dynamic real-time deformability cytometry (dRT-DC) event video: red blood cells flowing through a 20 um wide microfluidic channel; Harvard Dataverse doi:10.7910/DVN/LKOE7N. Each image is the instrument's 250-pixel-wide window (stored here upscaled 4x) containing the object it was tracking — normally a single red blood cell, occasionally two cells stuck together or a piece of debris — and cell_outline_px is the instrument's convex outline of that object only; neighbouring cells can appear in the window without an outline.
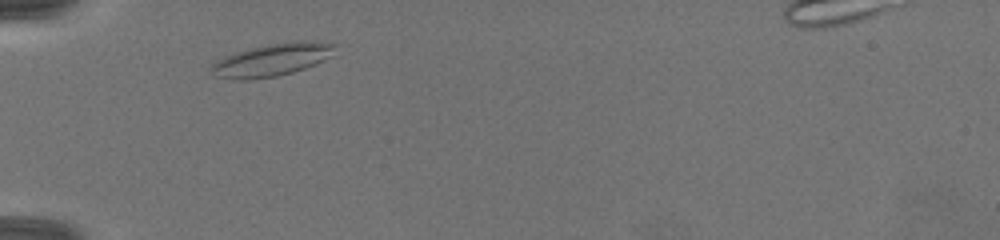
{"species": "common noctule bat (a hibernating species)", "species_latin": "Nyctalus noctula", "temperature_condition": "warm", "stored_images_in_passage": 24, "camera_frame_rate_fps": 3000, "um_per_image_px": 0.085, "animal": {"sex": "female", "body_mass_g": 19.5, "forearm_length_mm": 54.1}, "frame": {"image": 1, "passage_image": 1, "time_ms": 0.0, "image_size_px": [1000, 240], "cell_outline_px": [[336, 44], [332, 56], [304, 68], [292, 72], [276, 76], [248, 80], [232, 80], [216, 76], [212, 68], [212, 64], [236, 52], [268, 44], [300, 40], [316, 40]], "centroid_in_image_um": [23.18, 5.07], "position_along_channel_um": 61.8, "area_um2": 23.18}}
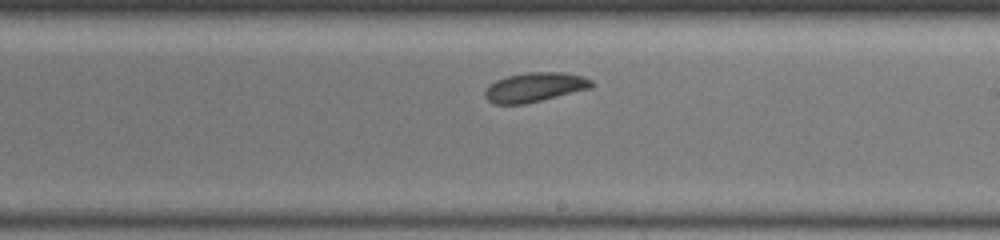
{"frame": {"image": 2, "passage_image": 15, "time_ms": 4.667, "image_size_px": [1000, 240], "cell_outline_px": [[596, 84], [592, 88], [524, 104], [496, 104], [488, 100], [484, 96], [484, 92], [496, 80], [508, 76], [528, 72], [560, 72], [584, 76], [592, 80]], "centroid_in_image_um": [45.51, 7.41], "position_along_channel_um": 243.5, "area_um2": 18.15}}
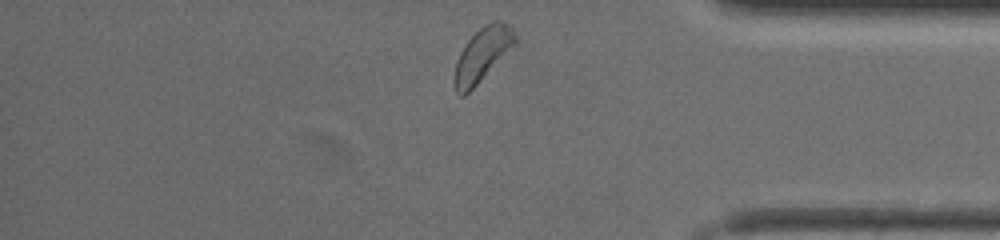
{"frame": {"image": 3, "passage_image": 24, "time_ms": 8.667, "image_size_px": [1000, 240], "cell_outline_px": [[516, 44], [464, 96], [460, 96], [456, 92], [452, 80], [456, 64], [460, 52], [468, 40], [484, 24], [492, 20], [500, 20], [508, 24], [512, 28], [516, 36]], "centroid_in_image_um": [40.99, 4.62], "position_along_channel_um": 394.2, "area_um2": 18.79}}